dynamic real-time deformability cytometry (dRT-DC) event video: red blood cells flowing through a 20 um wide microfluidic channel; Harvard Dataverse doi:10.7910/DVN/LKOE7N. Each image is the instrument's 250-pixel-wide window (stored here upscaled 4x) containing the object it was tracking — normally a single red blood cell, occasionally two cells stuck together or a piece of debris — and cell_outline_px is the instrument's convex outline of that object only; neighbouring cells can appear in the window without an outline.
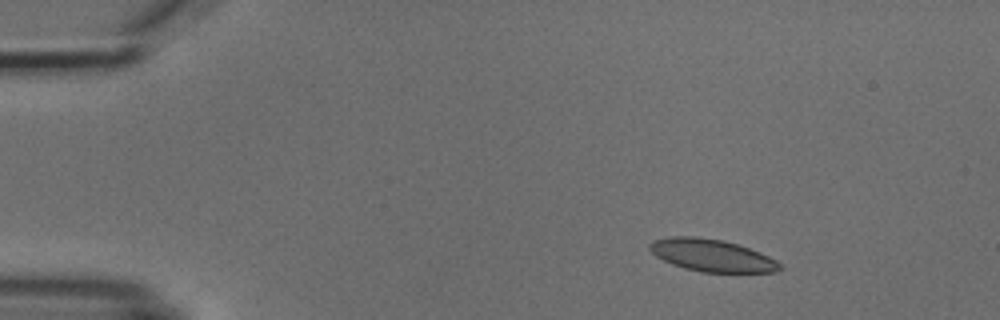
{"species": "common noctule bat (a hibernating species)", "species_latin": "Nyctalus noctula", "temperature_condition": "cold", "stored_images_in_passage": 6, "camera_frame_rate_fps": 3000, "um_per_image_px": 0.085, "animal": {"sex": "male", "body_mass_g": 18.8}, "frame": {"image": 1, "passage_image": 3, "time_ms": 2.0, "image_size_px": [1000, 320], "cell_outline_px": [[784, 268], [776, 272], [704, 272], [684, 268], [672, 264], [656, 256], [648, 248], [648, 244], [652, 240], [672, 236], [692, 236], [724, 240], [760, 252], [776, 260]], "centroid_in_image_um": [60.49, 21.7], "position_along_channel_um": 24.5, "area_um2": 24.45}}
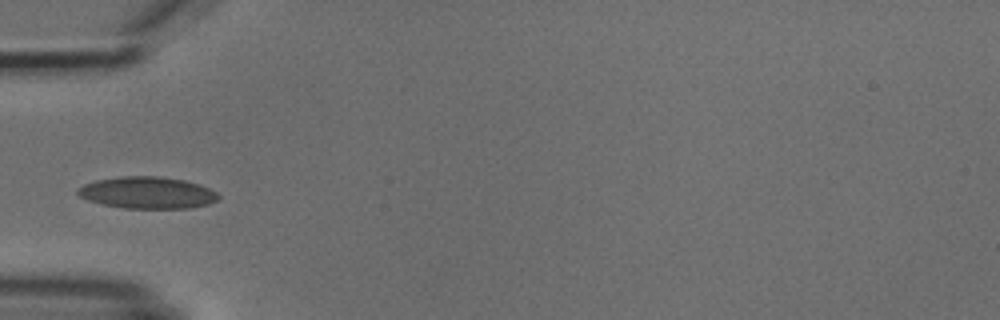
{"frame": {"image": 2, "passage_image": 5, "time_ms": 5.333, "image_size_px": [1000, 320], "cell_outline_px": [[220, 196], [216, 200], [208, 204], [188, 208], [124, 208], [104, 204], [88, 200], [80, 196], [76, 192], [76, 188], [84, 184], [96, 180], [120, 176], [160, 176], [184, 180], [200, 184], [216, 192]], "centroid_in_image_um": [12.51, 16.37], "position_along_channel_um": 72.5, "area_um2": 26.01}}
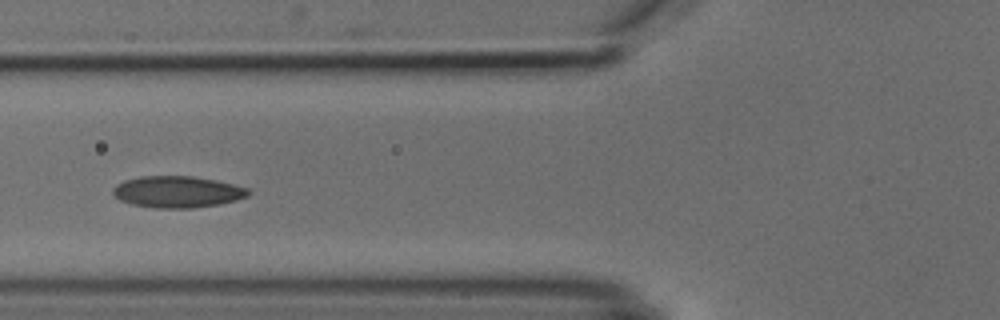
{"frame": {"image": 3, "passage_image": 6, "time_ms": 6.333, "image_size_px": [1000, 320], "cell_outline_px": [[252, 192], [248, 196], [236, 200], [220, 204], [192, 208], [156, 208], [132, 204], [120, 200], [112, 192], [112, 188], [116, 184], [124, 180], [140, 176], [192, 176], [216, 180], [248, 188]], "centroid_in_image_um": [15.08, 16.3], "position_along_channel_um": 110.7, "area_um2": 24.97}}